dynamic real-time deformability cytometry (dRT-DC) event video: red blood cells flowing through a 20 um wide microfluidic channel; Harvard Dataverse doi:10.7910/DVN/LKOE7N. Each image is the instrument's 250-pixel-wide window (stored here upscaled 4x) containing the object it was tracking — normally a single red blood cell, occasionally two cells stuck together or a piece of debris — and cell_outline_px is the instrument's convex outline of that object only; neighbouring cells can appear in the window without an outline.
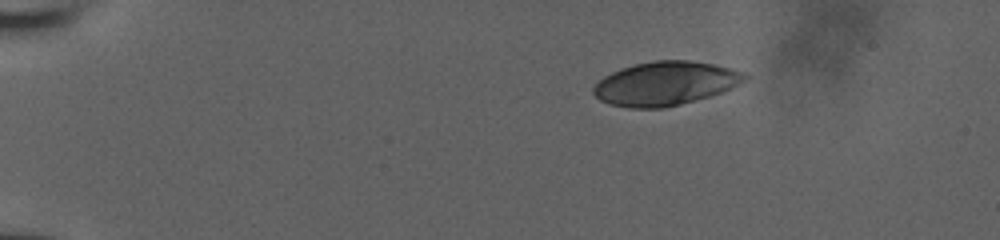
{"species": "human", "species_latin": "Homo sapiens", "temperature_condition": "room temperature", "stored_images_in_passage": 81, "camera_frame_rate_fps": 3000, "um_per_image_px": 0.085, "donor": {"sex": "male"}, "frame": {"image": 1, "passage_image": 1, "time_ms": 0.0, "image_size_px": [1000, 240], "cell_outline_px": [[748, 76], [744, 80], [732, 88], [708, 96], [680, 104], [660, 108], [628, 108], [608, 104], [600, 100], [592, 92], [592, 88], [604, 76], [620, 68], [652, 60], [688, 60], [716, 64], [740, 72]], "centroid_in_image_um": [56.5, 7.09], "position_along_channel_um": 28.5, "area_um2": 38.32}}
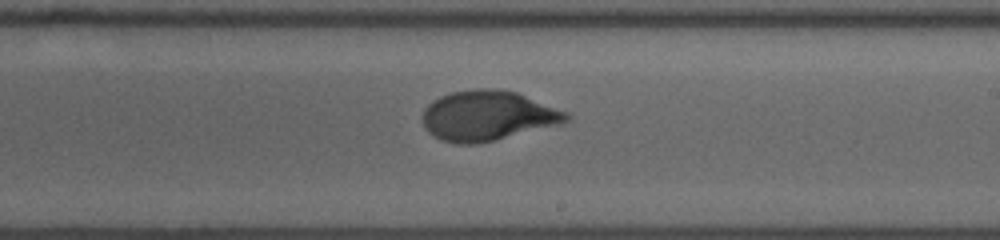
{"frame": {"image": 2, "passage_image": 47, "time_ms": 8.333, "image_size_px": [1000, 240], "cell_outline_px": [[572, 116], [568, 120], [560, 124], [492, 140], [472, 144], [460, 144], [444, 140], [428, 132], [424, 128], [424, 108], [432, 100], [440, 96], [452, 92], [476, 88], [496, 88], [516, 92], [568, 112]], "centroid_in_image_um": [41.46, 9.81], "position_along_channel_um": 247.5, "area_um2": 41.44}}
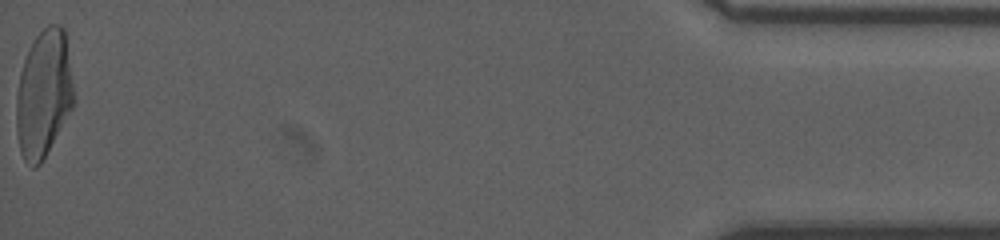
{"frame": {"image": 3, "passage_image": 81, "time_ms": 15.333, "image_size_px": [1000, 240], "cell_outline_px": [[72, 108], [40, 164], [36, 168], [32, 168], [24, 160], [20, 152], [16, 128], [16, 96], [20, 72], [24, 60], [36, 36], [48, 24], [60, 24], [64, 28], [72, 88]], "centroid_in_image_um": [3.67, 8.0], "position_along_channel_um": 431.5, "area_um2": 41.85}, "authors_computed_cell_mechanics": {"area_um2": 40.8068, "velocity_mm_per_s": 3.8525, "shape_relaxation_time_tau1_ms": 4.5811, "shape_relaxation_time_tau2_ms": null, "deformation_change_tau1": 0.212, "deformation_change_tau2": null}}